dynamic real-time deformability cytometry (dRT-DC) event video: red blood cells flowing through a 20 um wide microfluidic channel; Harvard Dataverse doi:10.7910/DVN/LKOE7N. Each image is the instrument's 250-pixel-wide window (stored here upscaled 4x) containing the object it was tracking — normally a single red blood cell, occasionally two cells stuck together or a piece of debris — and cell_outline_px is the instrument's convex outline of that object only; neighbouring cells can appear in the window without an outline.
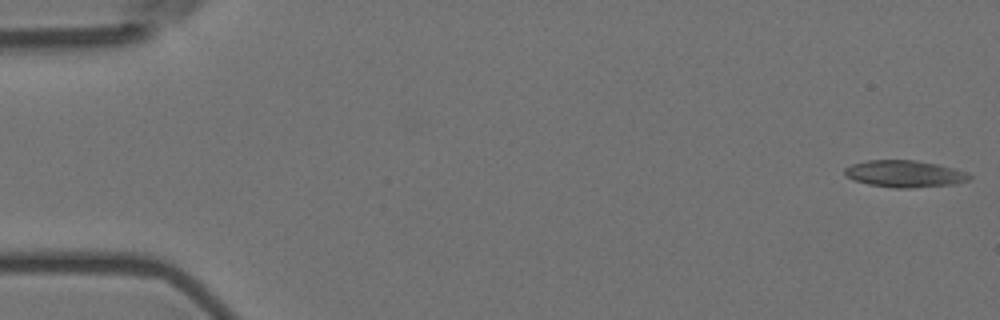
{"species": "Egyptian fruit bat (a non-hibernating species)", "species_latin": "Rousettus aegyptiacus", "temperature_condition": "room temperature", "stored_images_in_passage": 56, "camera_frame_rate_fps": 3000, "um_per_image_px": 0.085, "animal": {"sex": "female"}, "frame": {"image": 1, "passage_image": 1, "time_ms": 0.0, "image_size_px": [1000, 320], "cell_outline_px": [[972, 176], [968, 180], [952, 184], [912, 188], [896, 188], [868, 184], [852, 180], [844, 172], [844, 168], [852, 164], [868, 160], [912, 160], [936, 164], [952, 168], [964, 172]], "centroid_in_image_um": [76.84, 14.77], "position_along_channel_um": 8.2, "area_um2": 19.25}}
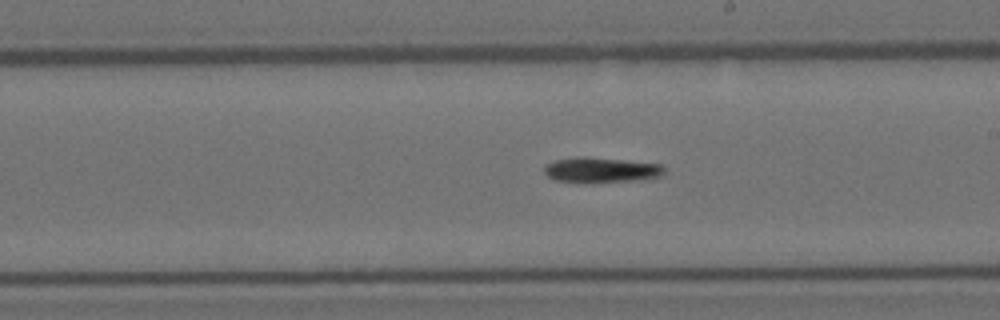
{"frame": {"image": 2, "passage_image": 32, "time_ms": 10.333, "image_size_px": [1000, 320], "cell_outline_px": [[664, 176], [644, 180], [592, 184], [584, 184], [556, 180], [548, 176], [544, 172], [544, 168], [552, 160], [576, 156], [584, 156], [664, 164]], "centroid_in_image_um": [51.13, 14.47], "position_along_channel_um": 237.9, "area_um2": 18.5}}
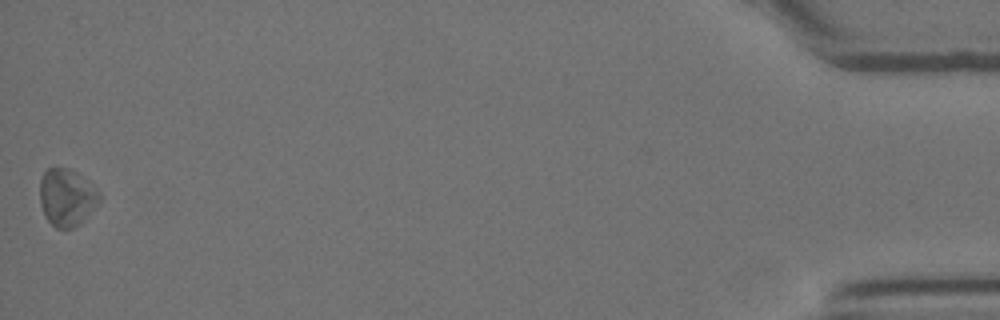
{"frame": {"image": 3, "passage_image": 56, "time_ms": 18.333, "image_size_px": [1000, 320], "cell_outline_px": [[100, 200], [80, 224], [72, 228], [56, 228], [48, 220], [40, 204], [40, 180], [44, 172], [48, 168], [68, 168], [100, 192]], "centroid_in_image_um": [5.65, 16.79], "position_along_channel_um": 429.6, "area_um2": 19.36}, "authors_computed_cell_mechanics": {"area_um2": 17.9469, "velocity_mm_per_s": 3.5868, "shape_relaxation_time_tau1_ms": 2.4056, "shape_relaxation_time_tau2_ms": null, "deformation_change_tau1": 0.1062, "deformation_change_tau2": null}}